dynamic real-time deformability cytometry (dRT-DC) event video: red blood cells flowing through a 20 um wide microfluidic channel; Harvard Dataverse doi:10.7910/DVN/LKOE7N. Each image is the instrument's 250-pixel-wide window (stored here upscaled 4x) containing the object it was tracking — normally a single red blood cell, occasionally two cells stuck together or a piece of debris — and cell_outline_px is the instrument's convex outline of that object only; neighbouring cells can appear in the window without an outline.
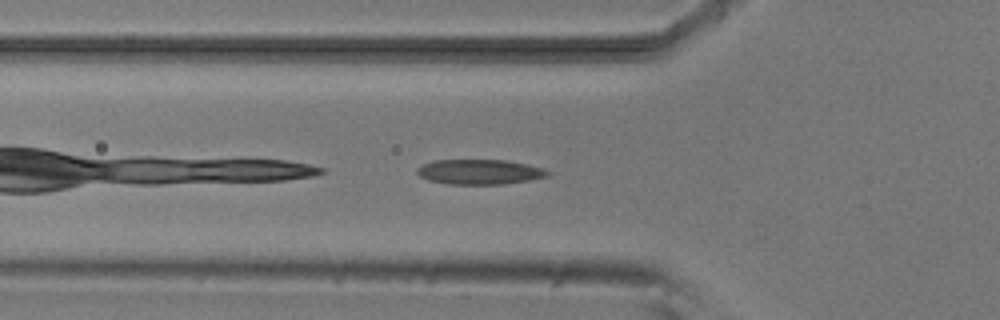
{"species": "common noctule bat (a hibernating species)", "species_latin": "Nyctalus noctula", "temperature_condition": "room temperature", "stored_images_in_passage": 5, "camera_frame_rate_fps": 3000, "um_per_image_px": 0.085, "animal": {"sex": "male", "body_mass_g": 20.5, "forearm_length_mm": 52.5}, "frame": {"image": 1, "passage_image": 5, "time_ms": 4.667, "image_size_px": [1000, 320], "cell_outline_px": [[552, 172], [548, 176], [528, 180], [504, 184], [448, 184], [428, 180], [420, 176], [416, 172], [416, 168], [432, 160], [508, 160], [528, 164], [544, 168]], "centroid_in_image_um": [40.78, 14.6], "position_along_channel_um": 85.0, "area_um2": 19.13}}